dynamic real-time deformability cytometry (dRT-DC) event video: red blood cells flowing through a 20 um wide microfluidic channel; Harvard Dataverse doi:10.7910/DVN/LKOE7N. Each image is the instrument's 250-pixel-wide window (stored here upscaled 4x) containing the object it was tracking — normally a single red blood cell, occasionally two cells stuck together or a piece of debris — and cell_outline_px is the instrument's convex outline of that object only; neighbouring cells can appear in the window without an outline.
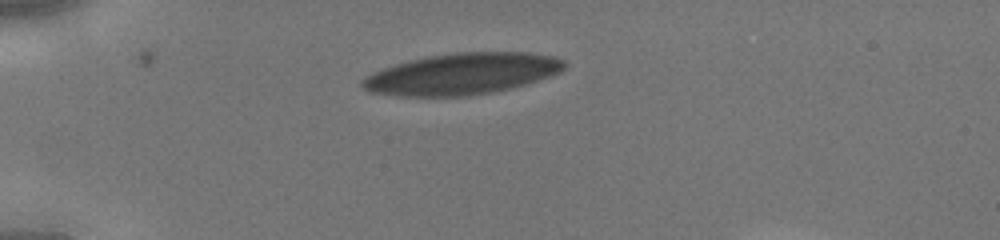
{"species": "human", "species_latin": "Homo sapiens", "temperature_condition": "cold", "stored_images_in_passage": 33, "camera_frame_rate_fps": 3000, "um_per_image_px": 0.085, "donor": {"sex": "male"}, "frame": {"image": 1, "passage_image": 1, "time_ms": 0.0, "image_size_px": [1000, 240], "cell_outline_px": [[564, 68], [560, 72], [524, 84], [492, 92], [468, 96], [396, 96], [368, 92], [360, 84], [360, 80], [364, 76], [372, 72], [396, 64], [428, 56], [456, 52], [528, 52], [556, 56], [564, 60]], "centroid_in_image_um": [39.23, 6.28], "position_along_channel_um": 45.8, "area_um2": 48.55}}
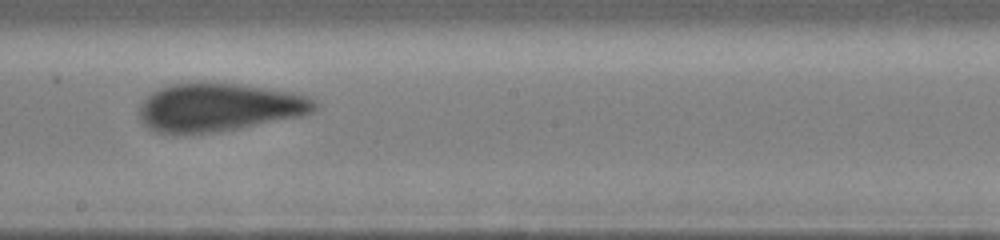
{"frame": {"image": 2, "passage_image": 15, "time_ms": 4.667, "image_size_px": [1000, 240], "cell_outline_px": [[320, 104], [312, 112], [304, 116], [236, 128], [212, 132], [156, 132], [148, 128], [140, 120], [140, 104], [152, 92], [160, 88], [172, 84], [240, 84], [292, 92], [308, 96], [316, 100]], "centroid_in_image_um": [18.67, 9.12], "position_along_channel_um": 229.5, "area_um2": 48.44}}
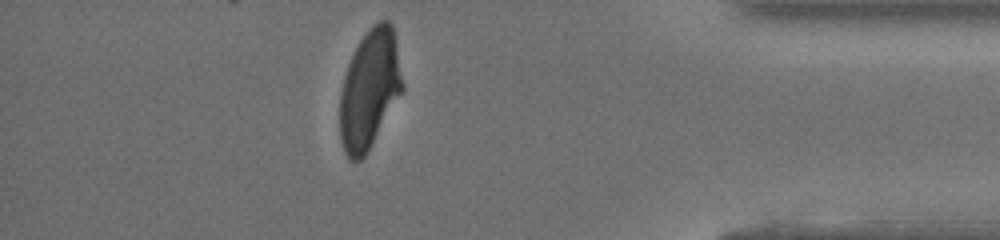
{"frame": {"image": 3, "passage_image": 28, "time_ms": 9.0, "image_size_px": [1000, 240], "cell_outline_px": [[404, 88], [364, 156], [360, 160], [348, 160], [344, 152], [340, 140], [340, 92], [344, 76], [348, 64], [360, 40], [372, 24], [380, 20], [388, 20], [392, 24], [396, 40], [404, 84]], "centroid_in_image_um": [31.41, 7.56], "position_along_channel_um": 403.8, "area_um2": 43.12}}